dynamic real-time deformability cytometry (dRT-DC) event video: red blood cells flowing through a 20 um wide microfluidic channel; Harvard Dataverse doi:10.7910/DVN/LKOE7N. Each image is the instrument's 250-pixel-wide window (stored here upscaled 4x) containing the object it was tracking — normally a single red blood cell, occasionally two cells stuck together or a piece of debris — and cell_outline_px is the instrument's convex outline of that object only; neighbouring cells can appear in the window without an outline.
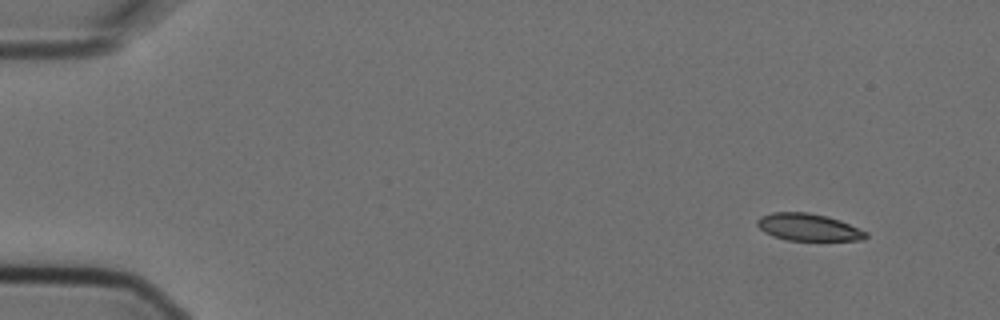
{"species": "Egyptian fruit bat (a non-hibernating species)", "species_latin": "Rousettus aegyptiacus", "temperature_condition": "cold", "stored_images_in_passage": 10, "camera_frame_rate_fps": 3000, "um_per_image_px": 0.085, "animal": {"sex": "female"}, "frame": {"image": 1, "passage_image": 1, "time_ms": 0.0, "image_size_px": [1000, 320], "cell_outline_px": [[868, 236], [864, 240], [788, 240], [772, 236], [764, 232], [756, 224], [756, 220], [760, 216], [772, 212], [808, 212], [828, 216], [840, 220], [868, 232]], "centroid_in_image_um": [68.7, 19.3], "position_along_channel_um": 16.3, "area_um2": 17.34}}
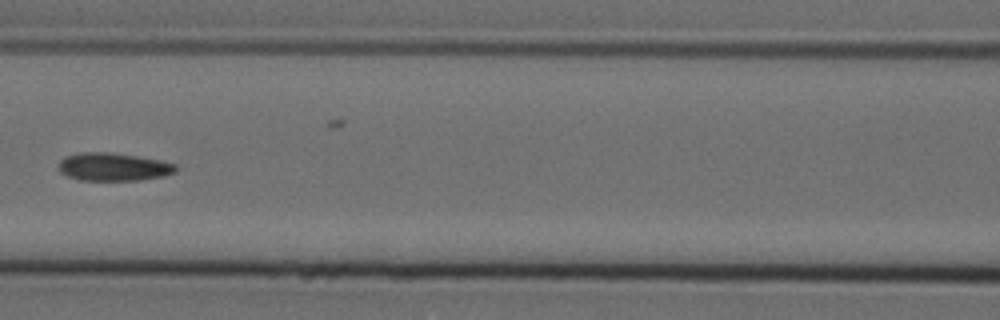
{"frame": {"image": 2, "passage_image": 6, "time_ms": 1.667, "image_size_px": [1000, 320], "cell_outline_px": [[176, 172], [164, 176], [140, 180], [80, 180], [68, 176], [60, 172], [56, 164], [64, 156], [76, 152], [112, 152], [160, 160], [176, 164]], "centroid_in_image_um": [9.59, 14.17], "position_along_channel_um": 157.0, "area_um2": 19.36}}
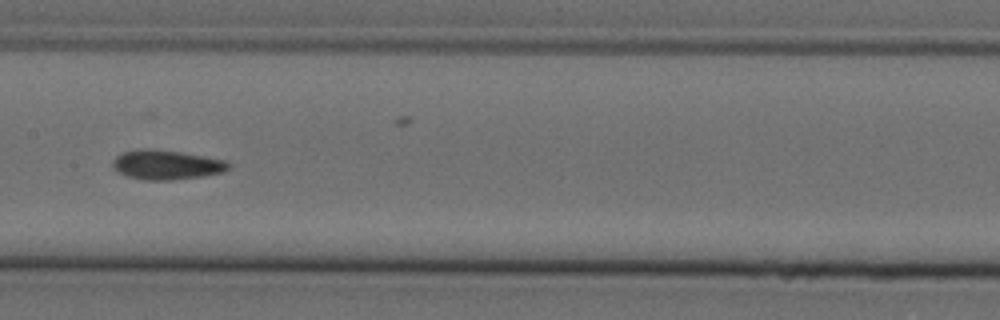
{"frame": {"image": 3, "passage_image": 7, "time_ms": 2.0, "image_size_px": [1000, 320], "cell_outline_px": [[232, 164], [224, 172], [200, 176], [172, 180], [144, 180], [128, 176], [112, 168], [112, 160], [120, 152], [136, 148], [152, 148], [180, 152], [228, 160]], "centroid_in_image_um": [14.13, 13.98], "position_along_channel_um": 193.3, "area_um2": 20.17}}